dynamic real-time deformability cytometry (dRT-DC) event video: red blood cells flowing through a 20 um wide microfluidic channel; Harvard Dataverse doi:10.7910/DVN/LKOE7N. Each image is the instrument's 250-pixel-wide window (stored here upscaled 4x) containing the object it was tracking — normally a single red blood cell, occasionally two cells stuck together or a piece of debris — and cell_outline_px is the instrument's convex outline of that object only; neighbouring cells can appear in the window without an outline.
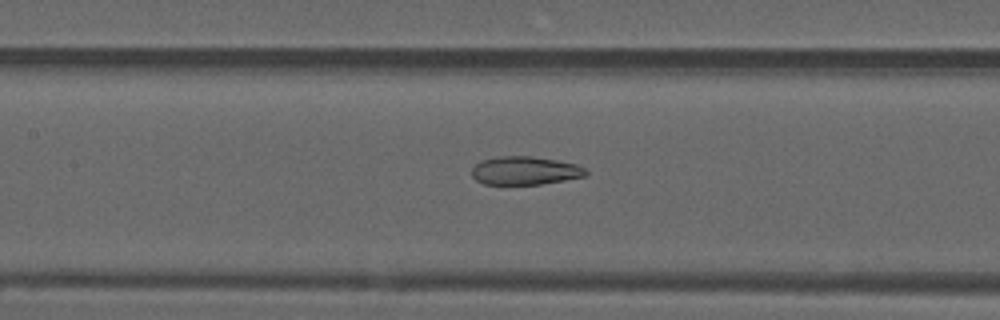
{"species": "common noctule bat (a hibernating species)", "species_latin": "Nyctalus noctula", "temperature_condition": "warm", "stored_images_in_passage": 54, "camera_frame_rate_fps": 3000, "um_per_image_px": 0.085, "animal": {"sex": "male", "forearm_length_mm": 52.5}, "frame": {"image": 1, "passage_image": 25, "time_ms": 8.0, "image_size_px": [1000, 320], "cell_outline_px": [[588, 172], [584, 176], [564, 180], [540, 184], [484, 184], [476, 180], [472, 176], [472, 168], [480, 160], [500, 156], [532, 156], [556, 160], [576, 164], [584, 168]], "centroid_in_image_um": [44.59, 14.5], "position_along_channel_um": 162.8, "area_um2": 18.73}}
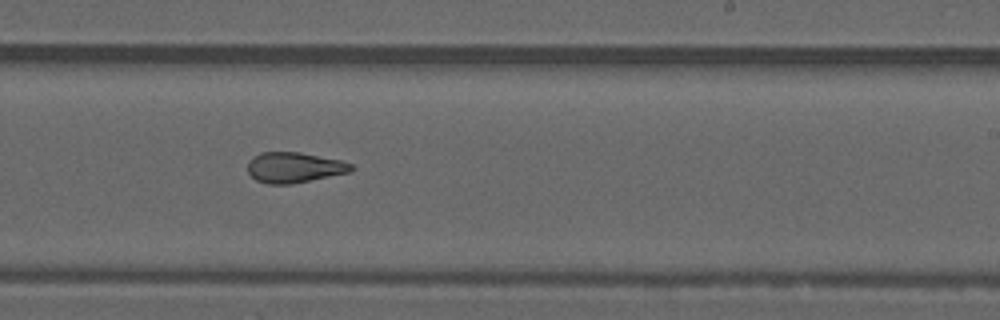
{"frame": {"image": 2, "passage_image": 33, "time_ms": 10.667, "image_size_px": [1000, 320], "cell_outline_px": [[352, 172], [292, 184], [268, 184], [256, 180], [248, 172], [248, 160], [252, 156], [260, 152], [300, 152], [340, 160], [352, 164]], "centroid_in_image_um": [24.99, 14.23], "position_along_channel_um": 264.0, "area_um2": 18.5}}
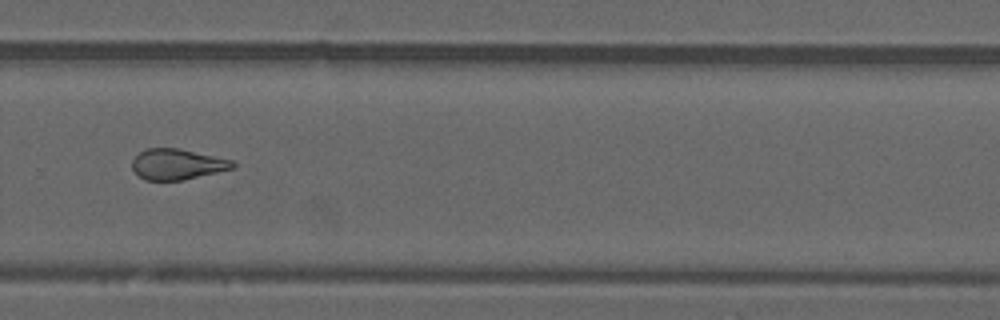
{"frame": {"image": 3, "passage_image": 37, "time_ms": 12.0, "image_size_px": [1000, 320], "cell_outline_px": [[236, 164], [232, 168], [184, 180], [144, 180], [132, 168], [132, 160], [140, 152], [148, 148], [176, 148], [232, 160]], "centroid_in_image_um": [15.03, 13.96], "position_along_channel_um": 314.8, "area_um2": 17.63}, "authors_computed_cell_mechanics": {"area_um2": 21.0103, "velocity_mm_per_s": 3.81, "shape_relaxation_time_tau1_ms": null, "shape_relaxation_time_tau2_ms": 2.7992, "deformation_change_tau1": null, "deformation_change_tau2": 0.1059}}